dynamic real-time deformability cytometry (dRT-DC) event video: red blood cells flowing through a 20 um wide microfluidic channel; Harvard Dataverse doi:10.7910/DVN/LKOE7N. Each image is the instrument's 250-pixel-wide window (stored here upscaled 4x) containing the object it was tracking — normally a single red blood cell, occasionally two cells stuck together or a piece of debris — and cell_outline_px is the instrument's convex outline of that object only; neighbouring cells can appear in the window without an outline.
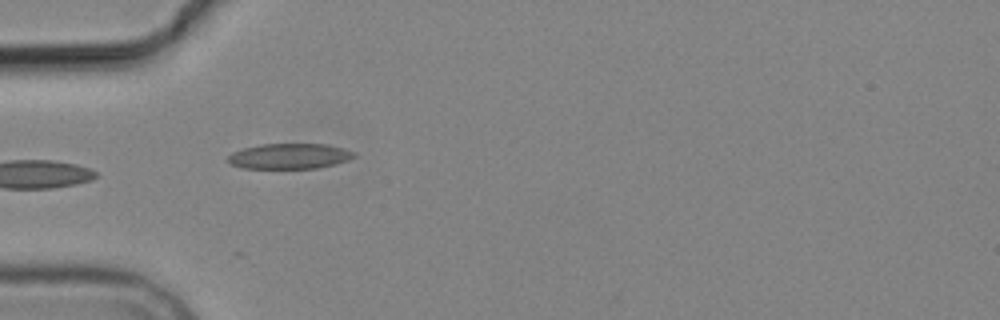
{"species": "common noctule bat (a hibernating species)", "species_latin": "Nyctalus noctula", "temperature_condition": "cold", "stored_images_in_passage": 9, "camera_frame_rate_fps": 3000, "um_per_image_px": 0.085, "animal": {"sex": "male", "body_mass_g": 19.2, "forearm_length_mm": 51.8}, "frame": {"image": 1, "passage_image": 6, "time_ms": 6.333, "image_size_px": [1000, 320], "cell_outline_px": [[356, 156], [348, 160], [336, 164], [316, 168], [244, 168], [232, 164], [224, 160], [232, 152], [244, 148], [260, 144], [328, 144], [344, 148], [356, 152]], "centroid_in_image_um": [24.62, 13.27], "position_along_channel_um": 60.4, "area_um2": 18.79}}
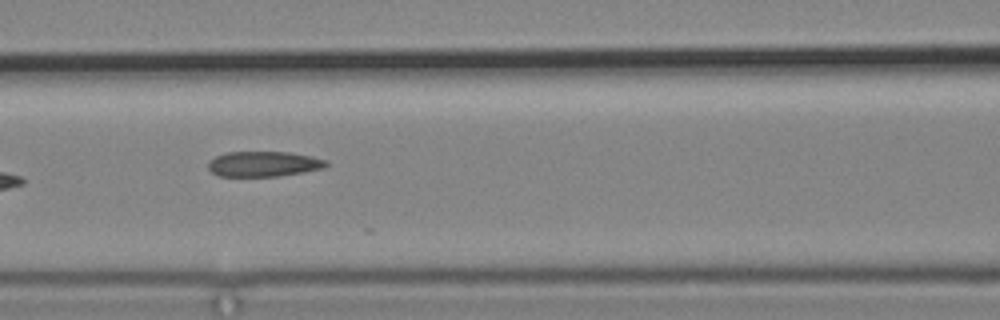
{"frame": {"image": 2, "passage_image": 8, "time_ms": 8.667, "image_size_px": [1000, 320], "cell_outline_px": [[328, 164], [324, 168], [304, 172], [280, 176], [220, 176], [212, 172], [208, 168], [208, 160], [216, 156], [228, 152], [288, 152], [312, 156], [328, 160]], "centroid_in_image_um": [22.43, 13.93], "position_along_channel_um": 144.2, "area_um2": 17.46}}
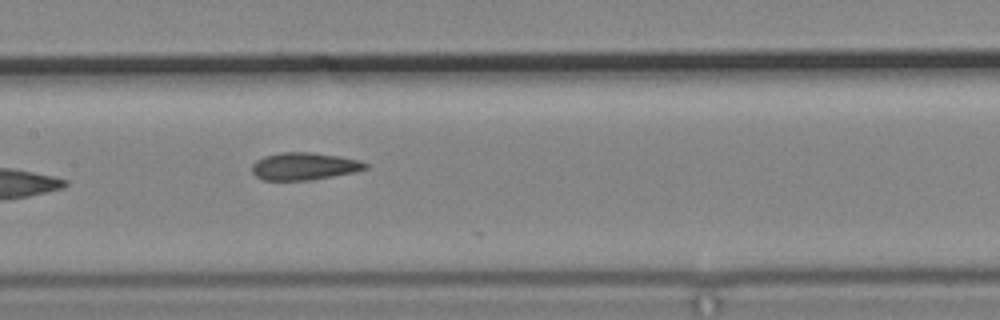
{"frame": {"image": 3, "passage_image": 9, "time_ms": 9.667, "image_size_px": [1000, 320], "cell_outline_px": [[368, 168], [356, 172], [308, 180], [264, 180], [256, 176], [252, 172], [252, 164], [256, 160], [264, 156], [280, 152], [308, 152], [340, 156], [360, 160], [368, 164]], "centroid_in_image_um": [25.86, 14.12], "position_along_channel_um": 181.5, "area_um2": 18.15}}